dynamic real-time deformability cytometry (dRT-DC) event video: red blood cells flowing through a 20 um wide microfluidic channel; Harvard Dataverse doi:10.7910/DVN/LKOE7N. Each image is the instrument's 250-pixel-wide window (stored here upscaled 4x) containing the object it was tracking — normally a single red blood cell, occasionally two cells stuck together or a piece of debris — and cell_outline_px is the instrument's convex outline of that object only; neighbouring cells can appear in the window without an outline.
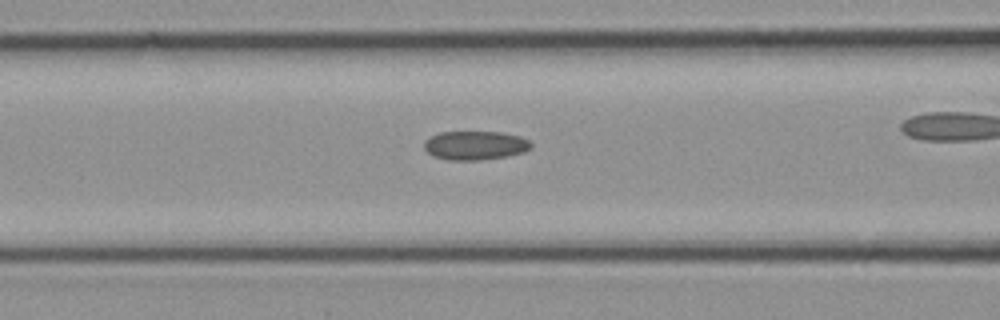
{"species": "common noctule bat (a hibernating species)", "species_latin": "Nyctalus noctula", "temperature_condition": "cold", "stored_images_in_passage": 6, "camera_frame_rate_fps": 3000, "um_per_image_px": 0.085, "animal": {"sex": "female", "body_mass_g": 21.9}, "frame": {"image": 1, "passage_image": 5, "time_ms": 1.333, "image_size_px": [1000, 320], "cell_outline_px": [[532, 148], [524, 152], [508, 156], [480, 160], [448, 160], [432, 156], [424, 148], [424, 140], [440, 132], [500, 132], [520, 136], [528, 140], [532, 144]], "centroid_in_image_um": [40.39, 12.36], "position_along_channel_um": 126.2, "area_um2": 18.09}}